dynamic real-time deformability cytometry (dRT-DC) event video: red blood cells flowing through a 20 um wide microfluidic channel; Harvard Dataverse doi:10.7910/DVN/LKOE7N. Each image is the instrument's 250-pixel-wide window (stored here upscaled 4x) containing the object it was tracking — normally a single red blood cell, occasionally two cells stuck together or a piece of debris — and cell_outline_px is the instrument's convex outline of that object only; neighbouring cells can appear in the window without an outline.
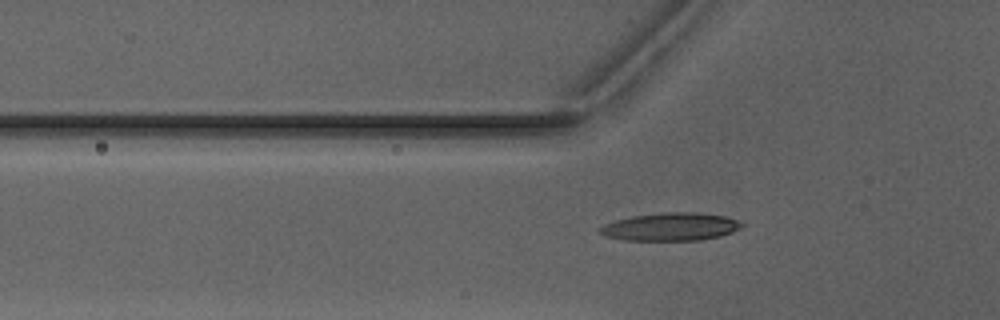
{"species": "Egyptian fruit bat (a non-hibernating species)", "species_latin": "Rousettus aegyptiacus", "temperature_condition": "warm", "stored_images_in_passage": 41, "camera_frame_rate_fps": 3000, "um_per_image_px": 0.085, "animal": {"sex": "male"}, "frame": {"image": 1, "passage_image": 8, "time_ms": 2.333, "image_size_px": [1000, 320], "cell_outline_px": [[744, 224], [740, 228], [732, 232], [720, 236], [700, 240], [624, 240], [608, 236], [600, 232], [600, 228], [604, 224], [616, 220], [632, 216], [664, 212], [700, 212], [724, 216], [736, 220]], "centroid_in_image_um": [57.03, 19.27], "position_along_channel_um": 68.8, "area_um2": 22.89}}
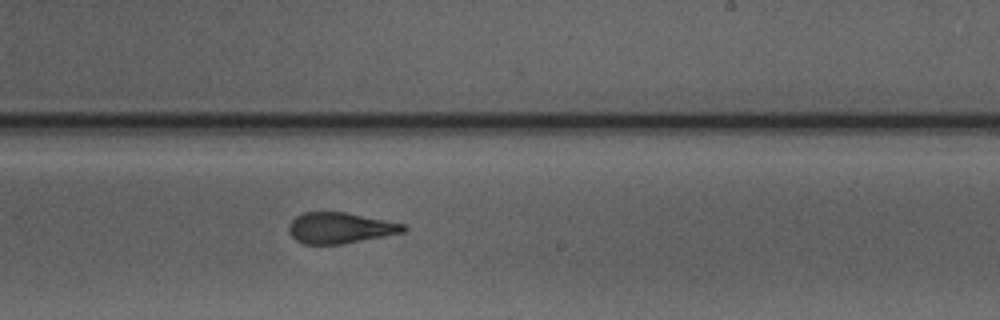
{"frame": {"image": 2, "passage_image": 22, "time_ms": 7.0, "image_size_px": [1000, 320], "cell_outline_px": [[408, 228], [404, 232], [384, 236], [340, 244], [304, 244], [296, 240], [292, 236], [288, 228], [292, 220], [296, 216], [304, 212], [344, 212], [404, 224]], "centroid_in_image_um": [28.89, 19.37], "position_along_channel_um": 260.1, "area_um2": 20.35}}
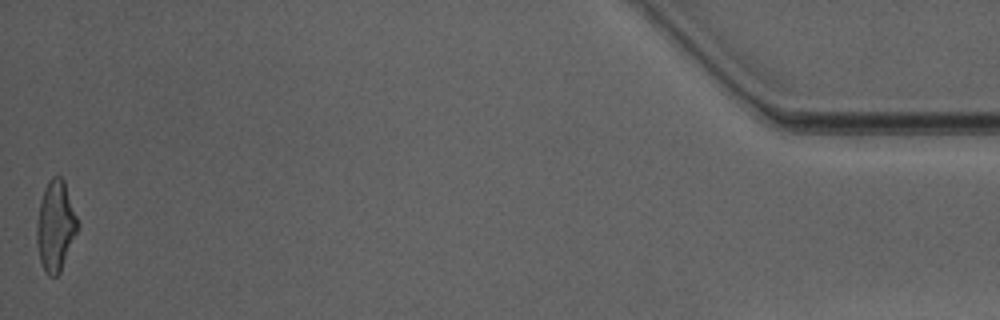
{"frame": {"image": 3, "passage_image": 41, "time_ms": 13.333, "image_size_px": [1000, 320], "cell_outline_px": [[80, 224], [60, 272], [56, 276], [48, 276], [44, 272], [40, 260], [36, 240], [36, 224], [40, 200], [44, 188], [48, 180], [52, 176], [60, 176], [64, 180]], "centroid_in_image_um": [4.71, 19.19], "position_along_channel_um": 430.5, "area_um2": 21.68}, "authors_computed_cell_mechanics": {"area_um2": 21.2126, "velocity_mm_per_s": 4.121, "shape_relaxation_time_tau1_ms": 4.1069, "shape_relaxation_time_tau2_ms": 1.5177, "deformation_change_tau1": 0.2012, "deformation_change_tau2": 0.117}}